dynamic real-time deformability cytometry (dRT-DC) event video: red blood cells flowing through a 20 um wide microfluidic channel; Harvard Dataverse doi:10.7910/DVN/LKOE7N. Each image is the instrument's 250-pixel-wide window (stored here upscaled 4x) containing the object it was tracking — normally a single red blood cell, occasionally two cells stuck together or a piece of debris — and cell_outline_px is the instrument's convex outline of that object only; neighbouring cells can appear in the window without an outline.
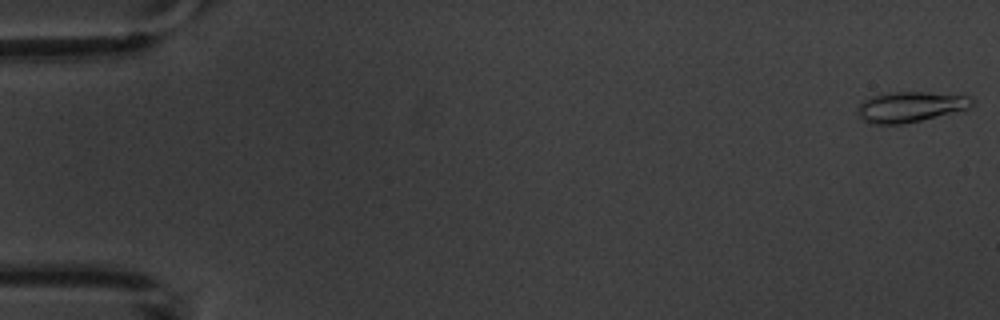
{"species": "common noctule bat (a hibernating species)", "species_latin": "Nyctalus noctula", "temperature_condition": "warm", "stored_images_in_passage": 7, "camera_frame_rate_fps": 3000, "um_per_image_px": 0.085, "animal": {"sex": "male", "body_mass_g": 20.1, "forearm_length_mm": 53.5}, "frame": {"image": 1, "passage_image": 1, "time_ms": 0.0, "image_size_px": [1000, 320], "cell_outline_px": [[976, 100], [968, 108], [904, 124], [872, 124], [864, 120], [856, 112], [856, 108], [864, 100], [872, 96], [888, 92], [924, 92], [968, 96]], "centroid_in_image_um": [77.33, 9.07], "position_along_channel_um": 7.7, "area_um2": 20.06}}